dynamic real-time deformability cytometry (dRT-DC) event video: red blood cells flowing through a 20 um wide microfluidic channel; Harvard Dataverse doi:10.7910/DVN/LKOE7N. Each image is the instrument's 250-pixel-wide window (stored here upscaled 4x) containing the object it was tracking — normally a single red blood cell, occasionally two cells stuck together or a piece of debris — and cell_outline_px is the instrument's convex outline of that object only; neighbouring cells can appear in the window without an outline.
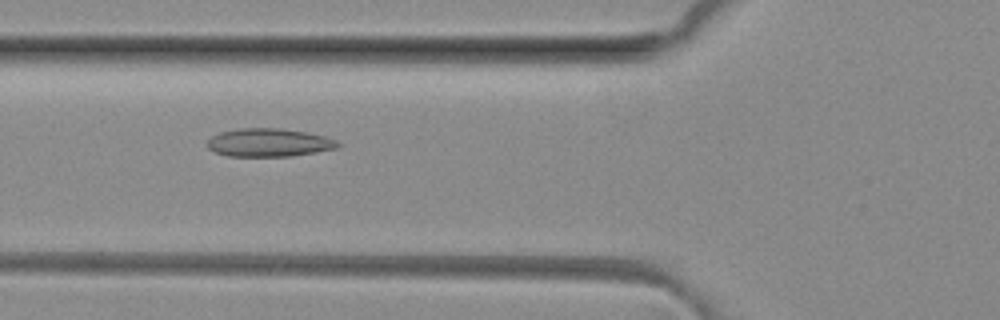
{"species": "common noctule bat (a hibernating species)", "species_latin": "Nyctalus noctula", "temperature_condition": "room temperature", "stored_images_in_passage": 34, "camera_frame_rate_fps": 3000, "um_per_image_px": 0.085, "animal": {"sex": "female", "body_mass_g": 29.2, "forearm_length_mm": 56.3}, "frame": {"image": 1, "passage_image": 3, "time_ms": 0.667, "image_size_px": [1000, 320], "cell_outline_px": [[340, 144], [336, 148], [292, 156], [228, 156], [216, 152], [208, 148], [208, 140], [212, 136], [220, 132], [240, 128], [280, 128], [308, 132], [324, 136], [336, 140]], "centroid_in_image_um": [22.85, 12.11], "position_along_channel_um": 102.9, "area_um2": 21.33}}
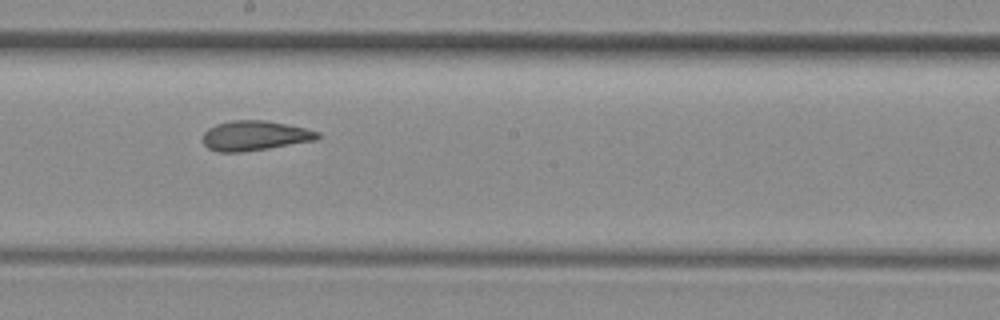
{"frame": {"image": 2, "passage_image": 12, "time_ms": 3.667, "image_size_px": [1000, 320], "cell_outline_px": [[320, 140], [268, 148], [240, 152], [216, 152], [208, 148], [204, 144], [204, 132], [208, 128], [216, 124], [232, 120], [264, 120], [304, 128], [320, 132]], "centroid_in_image_um": [21.67, 11.54], "position_along_channel_um": 226.5, "area_um2": 19.94}}
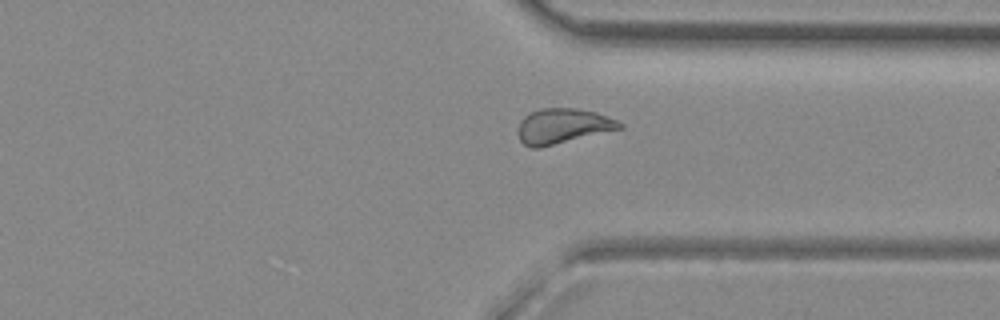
{"frame": {"image": 3, "passage_image": 22, "time_ms": 7.0, "image_size_px": [1000, 320], "cell_outline_px": [[624, 128], [540, 148], [532, 148], [524, 144], [520, 140], [520, 120], [524, 116], [540, 108], [576, 108], [596, 112], [608, 116], [624, 124]], "centroid_in_image_um": [47.88, 10.71], "position_along_channel_um": 363.5, "area_um2": 20.75}}